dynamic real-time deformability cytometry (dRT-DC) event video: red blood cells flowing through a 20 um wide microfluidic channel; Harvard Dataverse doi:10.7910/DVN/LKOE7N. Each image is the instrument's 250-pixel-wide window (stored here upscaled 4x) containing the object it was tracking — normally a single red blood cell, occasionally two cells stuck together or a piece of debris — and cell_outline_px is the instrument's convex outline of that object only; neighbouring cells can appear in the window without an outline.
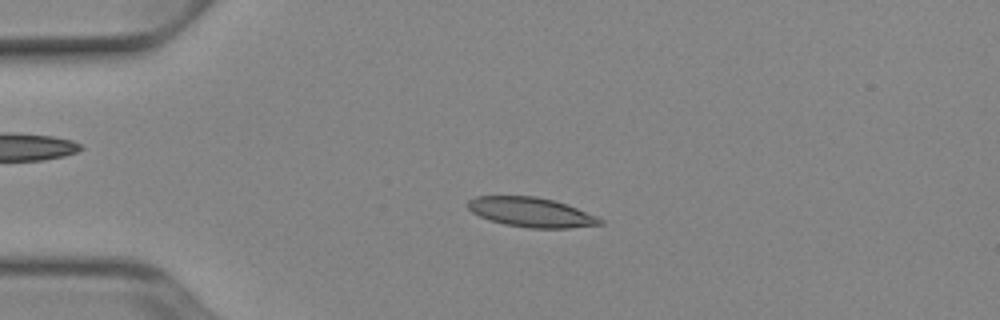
{"species": "Egyptian fruit bat (a non-hibernating species)", "species_latin": "Rousettus aegyptiacus", "temperature_condition": "cold", "stored_images_in_passage": 42, "camera_frame_rate_fps": 3000, "um_per_image_px": 0.085, "animal": {"sex": "female"}, "frame": {"image": 1, "passage_image": 3, "time_ms": 0.667, "image_size_px": [1000, 320], "cell_outline_px": [[604, 224], [568, 228], [528, 228], [504, 224], [480, 216], [472, 212], [468, 208], [468, 200], [476, 196], [536, 196], [556, 200], [596, 216], [604, 220]], "centroid_in_image_um": [45.16, 18.04], "position_along_channel_um": 39.8, "area_um2": 22.72}}
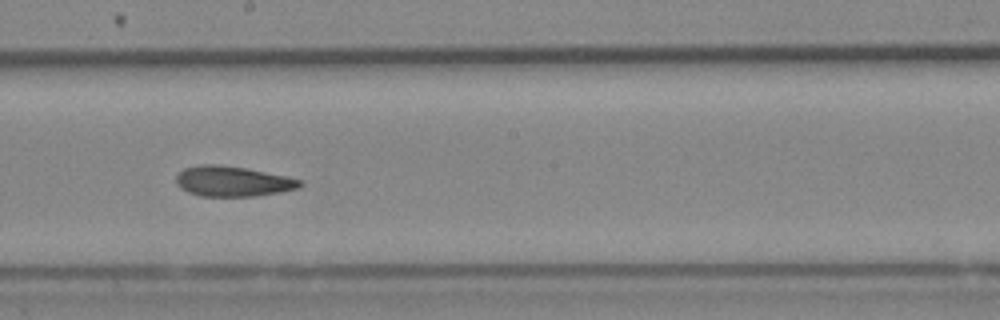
{"frame": {"image": 2, "passage_image": 20, "time_ms": 6.333, "image_size_px": [1000, 320], "cell_outline_px": [[304, 184], [300, 188], [280, 192], [256, 196], [200, 196], [188, 192], [180, 188], [176, 184], [176, 176], [184, 168], [200, 164], [220, 164], [244, 168], [304, 180]], "centroid_in_image_um": [19.78, 15.41], "position_along_channel_um": 228.4, "area_um2": 21.91}}
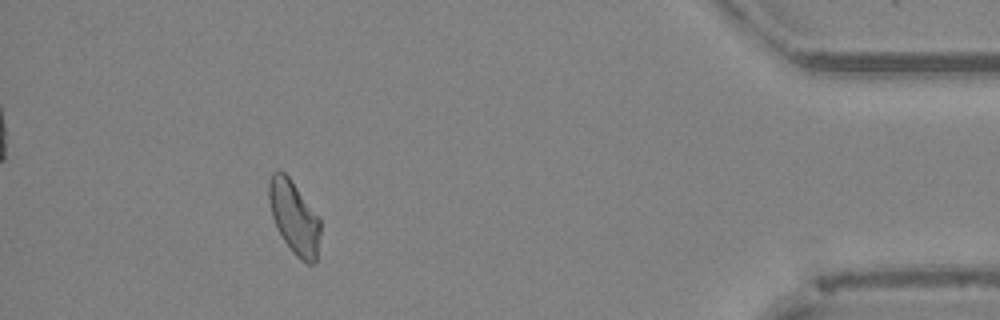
{"frame": {"image": 3, "passage_image": 38, "time_ms": 12.333, "image_size_px": [1000, 320], "cell_outline_px": [[320, 232], [316, 260], [312, 264], [308, 264], [300, 260], [292, 252], [284, 240], [272, 216], [268, 200], [268, 184], [272, 172], [284, 172], [288, 176], [320, 220]], "centroid_in_image_um": [24.99, 18.5], "position_along_channel_um": 410.2, "area_um2": 21.39}, "authors_computed_cell_mechanics": {"area_um2": 22.253, "velocity_mm_per_s": 3.9074, "shape_relaxation_time_tau1_ms": null, "shape_relaxation_time_tau2_ms": 3.6189, "deformation_change_tau1": null, "deformation_change_tau2": 0.096}}